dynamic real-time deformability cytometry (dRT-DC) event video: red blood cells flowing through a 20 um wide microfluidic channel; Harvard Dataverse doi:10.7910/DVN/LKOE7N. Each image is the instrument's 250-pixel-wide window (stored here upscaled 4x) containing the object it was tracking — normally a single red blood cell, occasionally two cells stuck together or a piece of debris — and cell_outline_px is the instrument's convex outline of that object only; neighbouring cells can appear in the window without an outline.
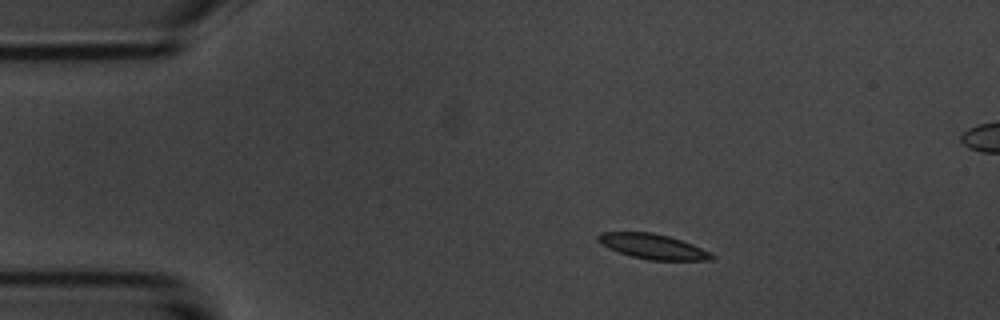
{"species": "common noctule bat (a hibernating species)", "species_latin": "Nyctalus noctula", "temperature_condition": "room temperature", "stored_images_in_passage": 47, "segment_of_instrument_passage": [1, 2], "camera_frame_rate_fps": 3000, "um_per_image_px": 0.085, "animal": {"sex": "male", "body_mass_g": 20.1, "forearm_length_mm": 53.5}, "frame": {"image": 1, "passage_image": 1, "time_ms": 0.0, "image_size_px": [1000, 320], "cell_outline_px": [[716, 256], [712, 260], [648, 260], [632, 256], [608, 248], [600, 244], [596, 240], [596, 236], [600, 232], [652, 232], [668, 236], [692, 244]], "centroid_in_image_um": [55.44, 20.94], "position_along_channel_um": 29.6, "area_um2": 16.47}}
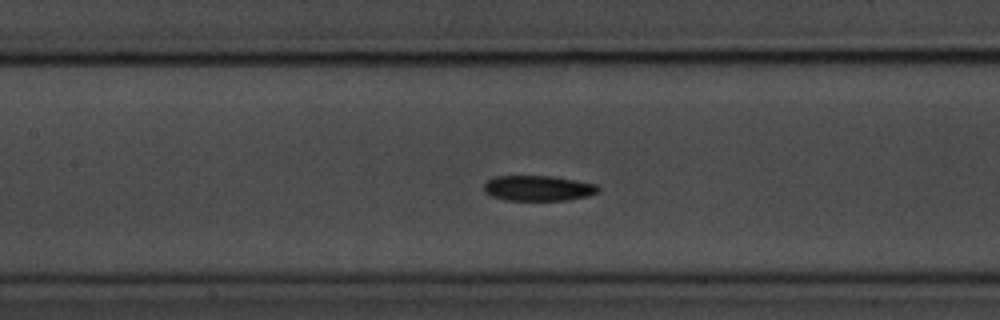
{"frame": {"image": 2, "passage_image": 16, "time_ms": 5.0, "image_size_px": [1000, 320], "cell_outline_px": [[600, 188], [596, 192], [588, 196], [568, 200], [504, 200], [492, 196], [484, 192], [484, 184], [488, 180], [496, 176], [552, 176], [576, 180], [596, 184]], "centroid_in_image_um": [45.73, 16.0], "position_along_channel_um": 161.7, "area_um2": 16.88}}
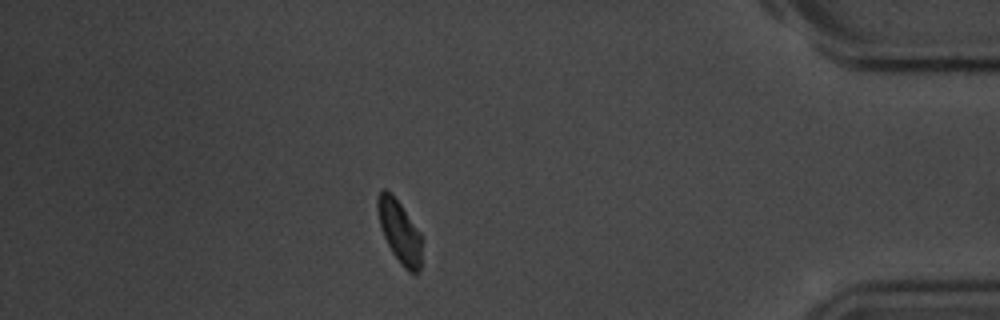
{"frame": {"image": 3, "passage_image": 39, "time_ms": 12.667, "image_size_px": [1000, 320], "cell_outline_px": [[424, 240], [420, 272], [408, 272], [404, 268], [392, 252], [384, 236], [380, 224], [376, 208], [376, 196], [384, 188], [400, 204], [420, 232]], "centroid_in_image_um": [34.0, 19.73], "position_along_channel_um": 401.2, "area_um2": 16.24}}